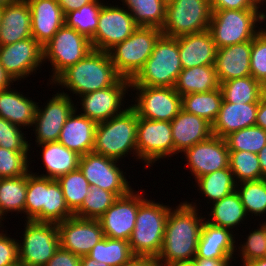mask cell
Wrapping results in <instances>:
<instances>
[{"mask_svg":"<svg viewBox=\"0 0 266 266\" xmlns=\"http://www.w3.org/2000/svg\"><path fill=\"white\" fill-rule=\"evenodd\" d=\"M198 203L180 202L169 211L163 244L156 261L160 266L192 262L197 253L201 229L205 220ZM200 213V214H199Z\"/></svg>","mask_w":266,"mask_h":266,"instance_id":"6da1fadb","label":"cell"},{"mask_svg":"<svg viewBox=\"0 0 266 266\" xmlns=\"http://www.w3.org/2000/svg\"><path fill=\"white\" fill-rule=\"evenodd\" d=\"M121 76L108 52L93 49L82 60L64 70L50 85L65 89L61 93L82 96L114 85Z\"/></svg>","mask_w":266,"mask_h":266,"instance_id":"7a4b0ae2","label":"cell"},{"mask_svg":"<svg viewBox=\"0 0 266 266\" xmlns=\"http://www.w3.org/2000/svg\"><path fill=\"white\" fill-rule=\"evenodd\" d=\"M138 116L135 110L126 109L109 120L97 123L93 152L122 161L132 154L137 159Z\"/></svg>","mask_w":266,"mask_h":266,"instance_id":"3957f363","label":"cell"},{"mask_svg":"<svg viewBox=\"0 0 266 266\" xmlns=\"http://www.w3.org/2000/svg\"><path fill=\"white\" fill-rule=\"evenodd\" d=\"M211 11L209 31L217 49L252 41L266 23L265 9Z\"/></svg>","mask_w":266,"mask_h":266,"instance_id":"277c9868","label":"cell"},{"mask_svg":"<svg viewBox=\"0 0 266 266\" xmlns=\"http://www.w3.org/2000/svg\"><path fill=\"white\" fill-rule=\"evenodd\" d=\"M171 208L172 206L148 198L139 205L134 230L129 239L134 256L157 258Z\"/></svg>","mask_w":266,"mask_h":266,"instance_id":"5b68a950","label":"cell"},{"mask_svg":"<svg viewBox=\"0 0 266 266\" xmlns=\"http://www.w3.org/2000/svg\"><path fill=\"white\" fill-rule=\"evenodd\" d=\"M182 70L177 37L162 34L131 86L174 87Z\"/></svg>","mask_w":266,"mask_h":266,"instance_id":"8992f818","label":"cell"},{"mask_svg":"<svg viewBox=\"0 0 266 266\" xmlns=\"http://www.w3.org/2000/svg\"><path fill=\"white\" fill-rule=\"evenodd\" d=\"M161 35L159 28L139 26L126 40L111 48L108 54L118 74L132 80L150 57Z\"/></svg>","mask_w":266,"mask_h":266,"instance_id":"52a82bcc","label":"cell"},{"mask_svg":"<svg viewBox=\"0 0 266 266\" xmlns=\"http://www.w3.org/2000/svg\"><path fill=\"white\" fill-rule=\"evenodd\" d=\"M43 64L50 62L51 84L64 70L82 60L93 50L91 40L65 24L43 47Z\"/></svg>","mask_w":266,"mask_h":266,"instance_id":"ba28073f","label":"cell"},{"mask_svg":"<svg viewBox=\"0 0 266 266\" xmlns=\"http://www.w3.org/2000/svg\"><path fill=\"white\" fill-rule=\"evenodd\" d=\"M210 0H169L162 34L179 37L209 30Z\"/></svg>","mask_w":266,"mask_h":266,"instance_id":"9c48e42d","label":"cell"},{"mask_svg":"<svg viewBox=\"0 0 266 266\" xmlns=\"http://www.w3.org/2000/svg\"><path fill=\"white\" fill-rule=\"evenodd\" d=\"M24 221L25 228L21 240H18L19 264L45 266L60 247L57 225L33 220Z\"/></svg>","mask_w":266,"mask_h":266,"instance_id":"30bf717a","label":"cell"},{"mask_svg":"<svg viewBox=\"0 0 266 266\" xmlns=\"http://www.w3.org/2000/svg\"><path fill=\"white\" fill-rule=\"evenodd\" d=\"M137 161H142L145 168L174 155L172 127L168 121H156L138 117ZM141 160V161H140ZM144 161V162H143Z\"/></svg>","mask_w":266,"mask_h":266,"instance_id":"8fae6325","label":"cell"},{"mask_svg":"<svg viewBox=\"0 0 266 266\" xmlns=\"http://www.w3.org/2000/svg\"><path fill=\"white\" fill-rule=\"evenodd\" d=\"M132 103L138 117L171 122L182 109L181 96L174 87L131 86Z\"/></svg>","mask_w":266,"mask_h":266,"instance_id":"7c38bea8","label":"cell"},{"mask_svg":"<svg viewBox=\"0 0 266 266\" xmlns=\"http://www.w3.org/2000/svg\"><path fill=\"white\" fill-rule=\"evenodd\" d=\"M130 88L131 80L121 77L112 86L79 96L77 99L80 98V102L77 100L75 110L96 123L107 121L111 117L122 113L126 109L125 106H130L128 104L130 103L129 99H125ZM126 100L128 101L126 102ZM77 103H80V105ZM77 105L82 107L79 108ZM77 109L82 110L79 112Z\"/></svg>","mask_w":266,"mask_h":266,"instance_id":"4fadbf2b","label":"cell"},{"mask_svg":"<svg viewBox=\"0 0 266 266\" xmlns=\"http://www.w3.org/2000/svg\"><path fill=\"white\" fill-rule=\"evenodd\" d=\"M118 163L120 162L117 160L89 152L80 156L78 168L89 182L90 187L95 186L122 197L133 188L130 181L126 179V172Z\"/></svg>","mask_w":266,"mask_h":266,"instance_id":"5bb4252c","label":"cell"},{"mask_svg":"<svg viewBox=\"0 0 266 266\" xmlns=\"http://www.w3.org/2000/svg\"><path fill=\"white\" fill-rule=\"evenodd\" d=\"M119 4L120 6L108 2L103 4L96 32L90 39L93 49L108 52L126 40L139 27L131 13L121 6V3Z\"/></svg>","mask_w":266,"mask_h":266,"instance_id":"9a60e30c","label":"cell"},{"mask_svg":"<svg viewBox=\"0 0 266 266\" xmlns=\"http://www.w3.org/2000/svg\"><path fill=\"white\" fill-rule=\"evenodd\" d=\"M52 98L43 106L37 105L32 129L35 133L34 145L58 141L60 132L68 117L75 110V102L72 95H66L59 91L54 92ZM71 97V98H70Z\"/></svg>","mask_w":266,"mask_h":266,"instance_id":"2e32d148","label":"cell"},{"mask_svg":"<svg viewBox=\"0 0 266 266\" xmlns=\"http://www.w3.org/2000/svg\"><path fill=\"white\" fill-rule=\"evenodd\" d=\"M0 63L14 82H20L44 65L42 46L33 37L0 46Z\"/></svg>","mask_w":266,"mask_h":266,"instance_id":"e0dca14e","label":"cell"},{"mask_svg":"<svg viewBox=\"0 0 266 266\" xmlns=\"http://www.w3.org/2000/svg\"><path fill=\"white\" fill-rule=\"evenodd\" d=\"M146 195L132 189L127 195L118 197L98 219L104 237L129 241L134 230L139 205L147 198Z\"/></svg>","mask_w":266,"mask_h":266,"instance_id":"ac0fdd59","label":"cell"},{"mask_svg":"<svg viewBox=\"0 0 266 266\" xmlns=\"http://www.w3.org/2000/svg\"><path fill=\"white\" fill-rule=\"evenodd\" d=\"M181 155L185 156L181 159L187 161L186 170H190L195 180L217 170L229 168V150L226 140L216 135H211L206 140L187 148Z\"/></svg>","mask_w":266,"mask_h":266,"instance_id":"d6986e66","label":"cell"},{"mask_svg":"<svg viewBox=\"0 0 266 266\" xmlns=\"http://www.w3.org/2000/svg\"><path fill=\"white\" fill-rule=\"evenodd\" d=\"M56 225L60 247L80 257L87 255L104 238L98 219L72 216Z\"/></svg>","mask_w":266,"mask_h":266,"instance_id":"ffe728a7","label":"cell"},{"mask_svg":"<svg viewBox=\"0 0 266 266\" xmlns=\"http://www.w3.org/2000/svg\"><path fill=\"white\" fill-rule=\"evenodd\" d=\"M31 12L32 37L43 47L65 24L57 0H27Z\"/></svg>","mask_w":266,"mask_h":266,"instance_id":"44dd1931","label":"cell"},{"mask_svg":"<svg viewBox=\"0 0 266 266\" xmlns=\"http://www.w3.org/2000/svg\"><path fill=\"white\" fill-rule=\"evenodd\" d=\"M235 233V234H234ZM236 232L204 220L194 258L235 259Z\"/></svg>","mask_w":266,"mask_h":266,"instance_id":"7402d4cb","label":"cell"},{"mask_svg":"<svg viewBox=\"0 0 266 266\" xmlns=\"http://www.w3.org/2000/svg\"><path fill=\"white\" fill-rule=\"evenodd\" d=\"M174 142V156L206 140L212 134V125L205 119L183 109L170 122Z\"/></svg>","mask_w":266,"mask_h":266,"instance_id":"603a6c76","label":"cell"},{"mask_svg":"<svg viewBox=\"0 0 266 266\" xmlns=\"http://www.w3.org/2000/svg\"><path fill=\"white\" fill-rule=\"evenodd\" d=\"M251 41L218 48L215 58V71L221 83L232 79L251 76Z\"/></svg>","mask_w":266,"mask_h":266,"instance_id":"cb8c5ba5","label":"cell"},{"mask_svg":"<svg viewBox=\"0 0 266 266\" xmlns=\"http://www.w3.org/2000/svg\"><path fill=\"white\" fill-rule=\"evenodd\" d=\"M183 69L201 65H214L217 47L209 30L177 37Z\"/></svg>","mask_w":266,"mask_h":266,"instance_id":"d4e9b609","label":"cell"},{"mask_svg":"<svg viewBox=\"0 0 266 266\" xmlns=\"http://www.w3.org/2000/svg\"><path fill=\"white\" fill-rule=\"evenodd\" d=\"M32 37L31 12L27 0H17L2 7L0 46Z\"/></svg>","mask_w":266,"mask_h":266,"instance_id":"484cf974","label":"cell"},{"mask_svg":"<svg viewBox=\"0 0 266 266\" xmlns=\"http://www.w3.org/2000/svg\"><path fill=\"white\" fill-rule=\"evenodd\" d=\"M96 126L95 121L74 110L63 125L58 142L80 156L93 152Z\"/></svg>","mask_w":266,"mask_h":266,"instance_id":"4316f807","label":"cell"},{"mask_svg":"<svg viewBox=\"0 0 266 266\" xmlns=\"http://www.w3.org/2000/svg\"><path fill=\"white\" fill-rule=\"evenodd\" d=\"M258 103H230L222 101L220 111L212 124V134L225 138L230 133L255 126Z\"/></svg>","mask_w":266,"mask_h":266,"instance_id":"83f0119b","label":"cell"},{"mask_svg":"<svg viewBox=\"0 0 266 266\" xmlns=\"http://www.w3.org/2000/svg\"><path fill=\"white\" fill-rule=\"evenodd\" d=\"M14 89L9 87L0 91V117L28 130L32 128L36 108L40 103Z\"/></svg>","mask_w":266,"mask_h":266,"instance_id":"f1b7e54d","label":"cell"},{"mask_svg":"<svg viewBox=\"0 0 266 266\" xmlns=\"http://www.w3.org/2000/svg\"><path fill=\"white\" fill-rule=\"evenodd\" d=\"M40 156L46 174L39 176L57 180L69 172L75 171L79 167L80 155L63 146L60 142H48L40 145Z\"/></svg>","mask_w":266,"mask_h":266,"instance_id":"f546056e","label":"cell"},{"mask_svg":"<svg viewBox=\"0 0 266 266\" xmlns=\"http://www.w3.org/2000/svg\"><path fill=\"white\" fill-rule=\"evenodd\" d=\"M212 204L213 205H210V212L208 211V213H206L207 217H205V220L212 225L235 231L239 230L237 228H240V224L244 225L246 223L244 221L249 219L236 190Z\"/></svg>","mask_w":266,"mask_h":266,"instance_id":"4dcf8cb0","label":"cell"},{"mask_svg":"<svg viewBox=\"0 0 266 266\" xmlns=\"http://www.w3.org/2000/svg\"><path fill=\"white\" fill-rule=\"evenodd\" d=\"M217 88H220V82L214 65H201L183 69L174 85V89L180 96L209 92Z\"/></svg>","mask_w":266,"mask_h":266,"instance_id":"1f68e13d","label":"cell"},{"mask_svg":"<svg viewBox=\"0 0 266 266\" xmlns=\"http://www.w3.org/2000/svg\"><path fill=\"white\" fill-rule=\"evenodd\" d=\"M27 192V174L13 178L0 179V225L6 214H24ZM3 223V224H2Z\"/></svg>","mask_w":266,"mask_h":266,"instance_id":"d6a6232c","label":"cell"},{"mask_svg":"<svg viewBox=\"0 0 266 266\" xmlns=\"http://www.w3.org/2000/svg\"><path fill=\"white\" fill-rule=\"evenodd\" d=\"M132 15L135 23L142 27L161 29L166 18V0H119Z\"/></svg>","mask_w":266,"mask_h":266,"instance_id":"836d02e7","label":"cell"},{"mask_svg":"<svg viewBox=\"0 0 266 266\" xmlns=\"http://www.w3.org/2000/svg\"><path fill=\"white\" fill-rule=\"evenodd\" d=\"M195 183H197V191L202 197H206V202L209 201L211 205L233 193L237 187L234 175L229 168L201 176L195 180Z\"/></svg>","mask_w":266,"mask_h":266,"instance_id":"e575fe53","label":"cell"},{"mask_svg":"<svg viewBox=\"0 0 266 266\" xmlns=\"http://www.w3.org/2000/svg\"><path fill=\"white\" fill-rule=\"evenodd\" d=\"M222 101V91L217 88L209 92L181 96V107L185 112L197 115L212 125L218 116Z\"/></svg>","mask_w":266,"mask_h":266,"instance_id":"d590c367","label":"cell"},{"mask_svg":"<svg viewBox=\"0 0 266 266\" xmlns=\"http://www.w3.org/2000/svg\"><path fill=\"white\" fill-rule=\"evenodd\" d=\"M223 100L230 103H259L266 93L264 86L253 76L241 77L220 84Z\"/></svg>","mask_w":266,"mask_h":266,"instance_id":"8d00e7d4","label":"cell"},{"mask_svg":"<svg viewBox=\"0 0 266 266\" xmlns=\"http://www.w3.org/2000/svg\"><path fill=\"white\" fill-rule=\"evenodd\" d=\"M96 262L110 266H120L134 257L129 241L122 239L102 238L87 254Z\"/></svg>","mask_w":266,"mask_h":266,"instance_id":"74e56055","label":"cell"},{"mask_svg":"<svg viewBox=\"0 0 266 266\" xmlns=\"http://www.w3.org/2000/svg\"><path fill=\"white\" fill-rule=\"evenodd\" d=\"M44 189H47V177L39 172L27 173V192L24 207V219L44 222Z\"/></svg>","mask_w":266,"mask_h":266,"instance_id":"f35d334b","label":"cell"},{"mask_svg":"<svg viewBox=\"0 0 266 266\" xmlns=\"http://www.w3.org/2000/svg\"><path fill=\"white\" fill-rule=\"evenodd\" d=\"M104 2V0H94L78 10L66 13L65 25L91 39L96 32Z\"/></svg>","mask_w":266,"mask_h":266,"instance_id":"ab89813d","label":"cell"},{"mask_svg":"<svg viewBox=\"0 0 266 266\" xmlns=\"http://www.w3.org/2000/svg\"><path fill=\"white\" fill-rule=\"evenodd\" d=\"M236 191L249 218L254 219L253 215L255 218L258 216H261L260 218L265 217L266 179L240 182L237 184Z\"/></svg>","mask_w":266,"mask_h":266,"instance_id":"60d3db41","label":"cell"},{"mask_svg":"<svg viewBox=\"0 0 266 266\" xmlns=\"http://www.w3.org/2000/svg\"><path fill=\"white\" fill-rule=\"evenodd\" d=\"M74 214L69 210L60 183L47 178V189H44V222L60 223Z\"/></svg>","mask_w":266,"mask_h":266,"instance_id":"b9f144b4","label":"cell"},{"mask_svg":"<svg viewBox=\"0 0 266 266\" xmlns=\"http://www.w3.org/2000/svg\"><path fill=\"white\" fill-rule=\"evenodd\" d=\"M57 181L60 183L69 210L74 214L90 190L89 182L79 168L60 176Z\"/></svg>","mask_w":266,"mask_h":266,"instance_id":"7bdbcfd3","label":"cell"},{"mask_svg":"<svg viewBox=\"0 0 266 266\" xmlns=\"http://www.w3.org/2000/svg\"><path fill=\"white\" fill-rule=\"evenodd\" d=\"M229 169L237 184L261 180V168L257 154L248 151H229Z\"/></svg>","mask_w":266,"mask_h":266,"instance_id":"ee69618b","label":"cell"},{"mask_svg":"<svg viewBox=\"0 0 266 266\" xmlns=\"http://www.w3.org/2000/svg\"><path fill=\"white\" fill-rule=\"evenodd\" d=\"M229 151H248L258 154L266 145V130L251 126L230 133L225 137Z\"/></svg>","mask_w":266,"mask_h":266,"instance_id":"f6af8a7d","label":"cell"},{"mask_svg":"<svg viewBox=\"0 0 266 266\" xmlns=\"http://www.w3.org/2000/svg\"><path fill=\"white\" fill-rule=\"evenodd\" d=\"M117 199L118 196L115 193L92 186L74 216L84 219H99Z\"/></svg>","mask_w":266,"mask_h":266,"instance_id":"bcb514c9","label":"cell"},{"mask_svg":"<svg viewBox=\"0 0 266 266\" xmlns=\"http://www.w3.org/2000/svg\"><path fill=\"white\" fill-rule=\"evenodd\" d=\"M261 221L258 222L259 227L257 225V229L254 228V231H250L244 238L245 241L239 243L240 246L238 245L240 240H238V237L236 238V252L238 254H235L241 257L242 264L254 259H261L266 254V221Z\"/></svg>","mask_w":266,"mask_h":266,"instance_id":"7dc6e473","label":"cell"},{"mask_svg":"<svg viewBox=\"0 0 266 266\" xmlns=\"http://www.w3.org/2000/svg\"><path fill=\"white\" fill-rule=\"evenodd\" d=\"M30 152L11 151L0 147V179L26 175L31 170L29 165L35 161L31 160Z\"/></svg>","mask_w":266,"mask_h":266,"instance_id":"c3c4849f","label":"cell"},{"mask_svg":"<svg viewBox=\"0 0 266 266\" xmlns=\"http://www.w3.org/2000/svg\"><path fill=\"white\" fill-rule=\"evenodd\" d=\"M23 129L0 117V147L11 151H31L33 148L29 141L32 140L26 138L27 131L24 134Z\"/></svg>","mask_w":266,"mask_h":266,"instance_id":"681fc988","label":"cell"},{"mask_svg":"<svg viewBox=\"0 0 266 266\" xmlns=\"http://www.w3.org/2000/svg\"><path fill=\"white\" fill-rule=\"evenodd\" d=\"M251 76L266 85V27L252 39L250 55Z\"/></svg>","mask_w":266,"mask_h":266,"instance_id":"f907efd6","label":"cell"},{"mask_svg":"<svg viewBox=\"0 0 266 266\" xmlns=\"http://www.w3.org/2000/svg\"><path fill=\"white\" fill-rule=\"evenodd\" d=\"M3 229L4 226L0 225V266H20L18 239L12 238L8 231Z\"/></svg>","mask_w":266,"mask_h":266,"instance_id":"816d5d0a","label":"cell"},{"mask_svg":"<svg viewBox=\"0 0 266 266\" xmlns=\"http://www.w3.org/2000/svg\"><path fill=\"white\" fill-rule=\"evenodd\" d=\"M211 10L261 9L252 0H210Z\"/></svg>","mask_w":266,"mask_h":266,"instance_id":"f5cc1de1","label":"cell"},{"mask_svg":"<svg viewBox=\"0 0 266 266\" xmlns=\"http://www.w3.org/2000/svg\"><path fill=\"white\" fill-rule=\"evenodd\" d=\"M81 257L59 247L45 266H80Z\"/></svg>","mask_w":266,"mask_h":266,"instance_id":"db71d44e","label":"cell"},{"mask_svg":"<svg viewBox=\"0 0 266 266\" xmlns=\"http://www.w3.org/2000/svg\"><path fill=\"white\" fill-rule=\"evenodd\" d=\"M232 261L235 259H214V258H193L194 266H234Z\"/></svg>","mask_w":266,"mask_h":266,"instance_id":"11a10c76","label":"cell"},{"mask_svg":"<svg viewBox=\"0 0 266 266\" xmlns=\"http://www.w3.org/2000/svg\"><path fill=\"white\" fill-rule=\"evenodd\" d=\"M94 0H57L61 7L63 14L80 9L83 5H86Z\"/></svg>","mask_w":266,"mask_h":266,"instance_id":"9f6ffc18","label":"cell"},{"mask_svg":"<svg viewBox=\"0 0 266 266\" xmlns=\"http://www.w3.org/2000/svg\"><path fill=\"white\" fill-rule=\"evenodd\" d=\"M255 125L261 127L263 130H266V93L258 103Z\"/></svg>","mask_w":266,"mask_h":266,"instance_id":"6f0895ef","label":"cell"},{"mask_svg":"<svg viewBox=\"0 0 266 266\" xmlns=\"http://www.w3.org/2000/svg\"><path fill=\"white\" fill-rule=\"evenodd\" d=\"M120 266H160L155 258L134 256L128 262Z\"/></svg>","mask_w":266,"mask_h":266,"instance_id":"680465c9","label":"cell"},{"mask_svg":"<svg viewBox=\"0 0 266 266\" xmlns=\"http://www.w3.org/2000/svg\"><path fill=\"white\" fill-rule=\"evenodd\" d=\"M11 85H14V81L6 73L5 69L0 63V91L12 87Z\"/></svg>","mask_w":266,"mask_h":266,"instance_id":"91938a15","label":"cell"},{"mask_svg":"<svg viewBox=\"0 0 266 266\" xmlns=\"http://www.w3.org/2000/svg\"><path fill=\"white\" fill-rule=\"evenodd\" d=\"M260 162L261 168V179L266 178V145L261 149V151L257 154Z\"/></svg>","mask_w":266,"mask_h":266,"instance_id":"94428289","label":"cell"},{"mask_svg":"<svg viewBox=\"0 0 266 266\" xmlns=\"http://www.w3.org/2000/svg\"><path fill=\"white\" fill-rule=\"evenodd\" d=\"M80 266H110L102 262H96L87 255L81 257Z\"/></svg>","mask_w":266,"mask_h":266,"instance_id":"6125c7cd","label":"cell"},{"mask_svg":"<svg viewBox=\"0 0 266 266\" xmlns=\"http://www.w3.org/2000/svg\"><path fill=\"white\" fill-rule=\"evenodd\" d=\"M242 266H266V261L263 258L254 259V260L243 263Z\"/></svg>","mask_w":266,"mask_h":266,"instance_id":"be15d7a7","label":"cell"},{"mask_svg":"<svg viewBox=\"0 0 266 266\" xmlns=\"http://www.w3.org/2000/svg\"><path fill=\"white\" fill-rule=\"evenodd\" d=\"M165 266H194L192 262L173 263Z\"/></svg>","mask_w":266,"mask_h":266,"instance_id":"e7e4bbea","label":"cell"},{"mask_svg":"<svg viewBox=\"0 0 266 266\" xmlns=\"http://www.w3.org/2000/svg\"><path fill=\"white\" fill-rule=\"evenodd\" d=\"M252 2L256 5L259 6L261 9L264 7L263 5H265V9H266V0H252ZM265 3V4H264Z\"/></svg>","mask_w":266,"mask_h":266,"instance_id":"03108f58","label":"cell"},{"mask_svg":"<svg viewBox=\"0 0 266 266\" xmlns=\"http://www.w3.org/2000/svg\"><path fill=\"white\" fill-rule=\"evenodd\" d=\"M17 0H0V7H4L6 5H9L10 3H14Z\"/></svg>","mask_w":266,"mask_h":266,"instance_id":"003e7915","label":"cell"},{"mask_svg":"<svg viewBox=\"0 0 266 266\" xmlns=\"http://www.w3.org/2000/svg\"><path fill=\"white\" fill-rule=\"evenodd\" d=\"M2 7H0V27H1Z\"/></svg>","mask_w":266,"mask_h":266,"instance_id":"a7ac6f4b","label":"cell"}]
</instances>
